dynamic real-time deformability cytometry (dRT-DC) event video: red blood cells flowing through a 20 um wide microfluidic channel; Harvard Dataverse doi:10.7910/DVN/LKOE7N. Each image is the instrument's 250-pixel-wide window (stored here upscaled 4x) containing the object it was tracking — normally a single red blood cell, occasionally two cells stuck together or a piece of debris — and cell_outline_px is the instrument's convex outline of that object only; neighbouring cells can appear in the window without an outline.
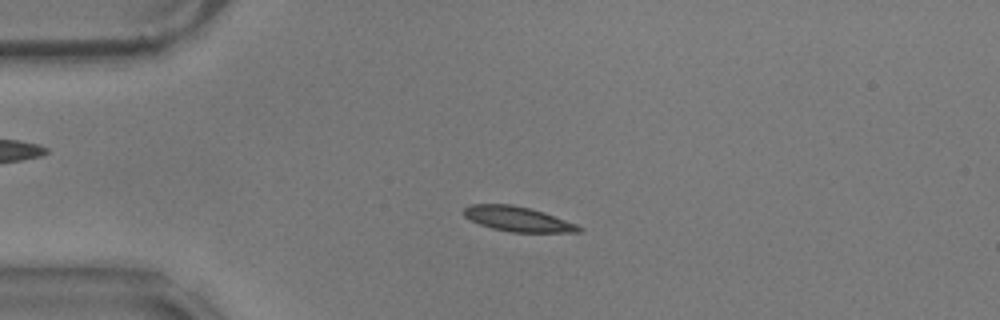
{"species": "common noctule bat (a hibernating species)", "species_latin": "Nyctalus noctula", "temperature_condition": "warm", "stored_images_in_passage": 58, "camera_frame_rate_fps": 3000, "um_per_image_px": 0.085, "animal": {"sex": "male", "body_mass_g": 17.9}, "frame": {"image": 1, "passage_image": 14, "time_ms": 4.333, "image_size_px": [1000, 320], "cell_outline_px": [[584, 228], [580, 232], [512, 232], [492, 228], [480, 224], [464, 216], [464, 208], [468, 204], [512, 204], [544, 212], [576, 224]], "centroid_in_image_um": [44.01, 18.61], "position_along_channel_um": 41.0, "area_um2": 16.53}}
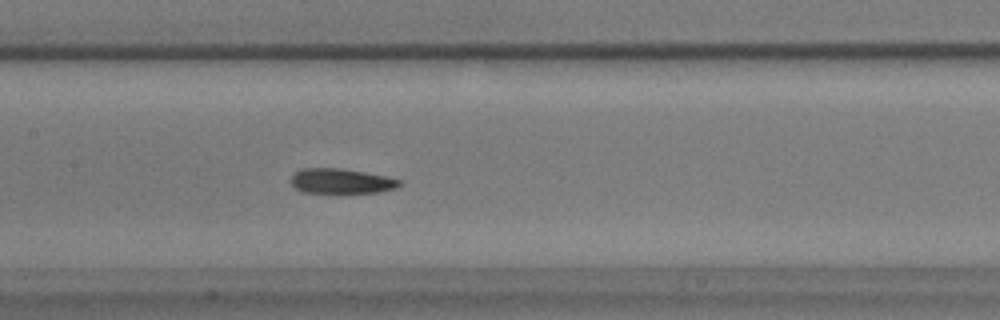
{"frame": {"image": 2, "passage_image": 28, "time_ms": 9.0, "image_size_px": [1000, 320], "cell_outline_px": [[400, 184], [392, 188], [376, 192], [328, 196], [300, 192], [292, 184], [292, 176], [296, 172], [304, 168], [340, 168], [364, 172], [384, 176], [400, 180]], "centroid_in_image_um": [28.91, 15.45], "position_along_channel_um": 178.5, "area_um2": 16.36}}
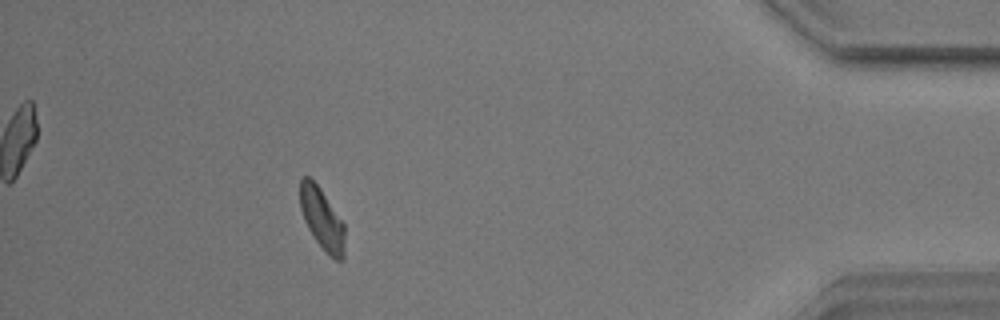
{"frame": {"image": 3, "passage_image": 52, "time_ms": 17.0, "image_size_px": [1000, 320], "cell_outline_px": [[344, 260], [336, 260], [316, 240], [308, 228], [304, 220], [300, 208], [300, 180], [304, 176], [308, 176], [320, 188], [344, 224]], "centroid_in_image_um": [27.36, 18.58], "position_along_channel_um": 407.8, "area_um2": 15.61}, "authors_computed_cell_mechanics": {"area_um2": 16.4441, "velocity_mm_per_s": 3.5084, "shape_relaxation_time_tau1_ms": 6.2115, "shape_relaxation_time_tau2_ms": 2.3597, "deformation_change_tau1": 0.1461, "deformation_change_tau2": 0.0685}}